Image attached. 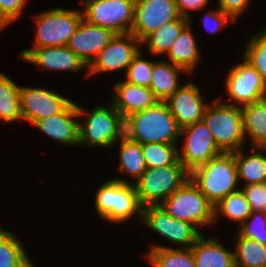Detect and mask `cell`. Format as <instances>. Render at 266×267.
<instances>
[{"label": "cell", "mask_w": 266, "mask_h": 267, "mask_svg": "<svg viewBox=\"0 0 266 267\" xmlns=\"http://www.w3.org/2000/svg\"><path fill=\"white\" fill-rule=\"evenodd\" d=\"M74 117H79L77 104L71 102L62 112L39 119L33 125L62 144L78 146L79 122Z\"/></svg>", "instance_id": "d6986e66"}, {"label": "cell", "mask_w": 266, "mask_h": 267, "mask_svg": "<svg viewBox=\"0 0 266 267\" xmlns=\"http://www.w3.org/2000/svg\"><path fill=\"white\" fill-rule=\"evenodd\" d=\"M165 102L181 129L202 121L207 107V104L203 103L198 87L192 82L181 86Z\"/></svg>", "instance_id": "e0dca14e"}, {"label": "cell", "mask_w": 266, "mask_h": 267, "mask_svg": "<svg viewBox=\"0 0 266 267\" xmlns=\"http://www.w3.org/2000/svg\"><path fill=\"white\" fill-rule=\"evenodd\" d=\"M26 0H0V19L8 26L22 14Z\"/></svg>", "instance_id": "74e56055"}, {"label": "cell", "mask_w": 266, "mask_h": 267, "mask_svg": "<svg viewBox=\"0 0 266 267\" xmlns=\"http://www.w3.org/2000/svg\"><path fill=\"white\" fill-rule=\"evenodd\" d=\"M141 149L147 168L164 167L179 160L176 144L144 143Z\"/></svg>", "instance_id": "d6a6232c"}, {"label": "cell", "mask_w": 266, "mask_h": 267, "mask_svg": "<svg viewBox=\"0 0 266 267\" xmlns=\"http://www.w3.org/2000/svg\"><path fill=\"white\" fill-rule=\"evenodd\" d=\"M189 178L190 172L179 160L164 167L147 168L134 184L141 206L162 204Z\"/></svg>", "instance_id": "8992f818"}, {"label": "cell", "mask_w": 266, "mask_h": 267, "mask_svg": "<svg viewBox=\"0 0 266 267\" xmlns=\"http://www.w3.org/2000/svg\"><path fill=\"white\" fill-rule=\"evenodd\" d=\"M225 87L228 96L238 103L239 107L266 97V83L260 74L245 60L241 64H236L230 70Z\"/></svg>", "instance_id": "5bb4252c"}, {"label": "cell", "mask_w": 266, "mask_h": 267, "mask_svg": "<svg viewBox=\"0 0 266 267\" xmlns=\"http://www.w3.org/2000/svg\"><path fill=\"white\" fill-rule=\"evenodd\" d=\"M190 22L189 19L180 16L147 35L141 43H148V49L153 55L168 53L174 41L178 38L182 29Z\"/></svg>", "instance_id": "d4e9b609"}, {"label": "cell", "mask_w": 266, "mask_h": 267, "mask_svg": "<svg viewBox=\"0 0 266 267\" xmlns=\"http://www.w3.org/2000/svg\"><path fill=\"white\" fill-rule=\"evenodd\" d=\"M26 267H36L32 262H30Z\"/></svg>", "instance_id": "ee69618b"}, {"label": "cell", "mask_w": 266, "mask_h": 267, "mask_svg": "<svg viewBox=\"0 0 266 267\" xmlns=\"http://www.w3.org/2000/svg\"><path fill=\"white\" fill-rule=\"evenodd\" d=\"M190 179L196 184L208 201L216 206L230 193L238 191V173L234 152H222L190 172Z\"/></svg>", "instance_id": "7a4b0ae2"}, {"label": "cell", "mask_w": 266, "mask_h": 267, "mask_svg": "<svg viewBox=\"0 0 266 267\" xmlns=\"http://www.w3.org/2000/svg\"><path fill=\"white\" fill-rule=\"evenodd\" d=\"M179 71L186 72L181 67L164 60L153 63L149 88L157 101H167L181 87L178 82Z\"/></svg>", "instance_id": "7402d4cb"}, {"label": "cell", "mask_w": 266, "mask_h": 267, "mask_svg": "<svg viewBox=\"0 0 266 267\" xmlns=\"http://www.w3.org/2000/svg\"><path fill=\"white\" fill-rule=\"evenodd\" d=\"M209 0H175L180 16L190 20L189 10H198L208 4Z\"/></svg>", "instance_id": "60d3db41"}, {"label": "cell", "mask_w": 266, "mask_h": 267, "mask_svg": "<svg viewBox=\"0 0 266 267\" xmlns=\"http://www.w3.org/2000/svg\"><path fill=\"white\" fill-rule=\"evenodd\" d=\"M244 60L249 63L266 83V30L254 36L246 45Z\"/></svg>", "instance_id": "836d02e7"}, {"label": "cell", "mask_w": 266, "mask_h": 267, "mask_svg": "<svg viewBox=\"0 0 266 267\" xmlns=\"http://www.w3.org/2000/svg\"><path fill=\"white\" fill-rule=\"evenodd\" d=\"M141 53L139 51L129 64L126 69V80L124 81L149 88L154 62L141 58Z\"/></svg>", "instance_id": "e575fe53"}, {"label": "cell", "mask_w": 266, "mask_h": 267, "mask_svg": "<svg viewBox=\"0 0 266 267\" xmlns=\"http://www.w3.org/2000/svg\"><path fill=\"white\" fill-rule=\"evenodd\" d=\"M141 43L132 33L115 34L86 68V76L95 73L127 69L134 56L140 51Z\"/></svg>", "instance_id": "4fadbf2b"}, {"label": "cell", "mask_w": 266, "mask_h": 267, "mask_svg": "<svg viewBox=\"0 0 266 267\" xmlns=\"http://www.w3.org/2000/svg\"><path fill=\"white\" fill-rule=\"evenodd\" d=\"M237 234V245L234 252L235 267L266 266V245L243 237L239 232Z\"/></svg>", "instance_id": "f546056e"}, {"label": "cell", "mask_w": 266, "mask_h": 267, "mask_svg": "<svg viewBox=\"0 0 266 267\" xmlns=\"http://www.w3.org/2000/svg\"><path fill=\"white\" fill-rule=\"evenodd\" d=\"M202 121L222 152H235L243 148L246 136L242 110L238 105L222 104L216 100L211 106L207 105Z\"/></svg>", "instance_id": "3957f363"}, {"label": "cell", "mask_w": 266, "mask_h": 267, "mask_svg": "<svg viewBox=\"0 0 266 267\" xmlns=\"http://www.w3.org/2000/svg\"><path fill=\"white\" fill-rule=\"evenodd\" d=\"M191 250L196 267H235L234 252L224 248L217 240L201 235Z\"/></svg>", "instance_id": "44dd1931"}, {"label": "cell", "mask_w": 266, "mask_h": 267, "mask_svg": "<svg viewBox=\"0 0 266 267\" xmlns=\"http://www.w3.org/2000/svg\"><path fill=\"white\" fill-rule=\"evenodd\" d=\"M244 193L251 211L266 212V183L244 185Z\"/></svg>", "instance_id": "8d00e7d4"}, {"label": "cell", "mask_w": 266, "mask_h": 267, "mask_svg": "<svg viewBox=\"0 0 266 267\" xmlns=\"http://www.w3.org/2000/svg\"><path fill=\"white\" fill-rule=\"evenodd\" d=\"M100 1H106V0H85L81 2H100Z\"/></svg>", "instance_id": "7bdbcfd3"}, {"label": "cell", "mask_w": 266, "mask_h": 267, "mask_svg": "<svg viewBox=\"0 0 266 267\" xmlns=\"http://www.w3.org/2000/svg\"><path fill=\"white\" fill-rule=\"evenodd\" d=\"M179 17L175 0H135L130 33L141 42L151 32Z\"/></svg>", "instance_id": "8fae6325"}, {"label": "cell", "mask_w": 266, "mask_h": 267, "mask_svg": "<svg viewBox=\"0 0 266 267\" xmlns=\"http://www.w3.org/2000/svg\"><path fill=\"white\" fill-rule=\"evenodd\" d=\"M180 131L166 102L157 101L152 107L124 119V135L140 144H175Z\"/></svg>", "instance_id": "6da1fadb"}, {"label": "cell", "mask_w": 266, "mask_h": 267, "mask_svg": "<svg viewBox=\"0 0 266 267\" xmlns=\"http://www.w3.org/2000/svg\"><path fill=\"white\" fill-rule=\"evenodd\" d=\"M77 110L78 116H87L86 124L79 123L78 145L108 148L124 135V117L112 103L109 107H95L90 113L79 105Z\"/></svg>", "instance_id": "5b68a950"}, {"label": "cell", "mask_w": 266, "mask_h": 267, "mask_svg": "<svg viewBox=\"0 0 266 267\" xmlns=\"http://www.w3.org/2000/svg\"><path fill=\"white\" fill-rule=\"evenodd\" d=\"M19 57L37 66L54 71H78L88 67L85 62L67 46H48L25 49L21 51Z\"/></svg>", "instance_id": "ac0fdd59"}, {"label": "cell", "mask_w": 266, "mask_h": 267, "mask_svg": "<svg viewBox=\"0 0 266 267\" xmlns=\"http://www.w3.org/2000/svg\"><path fill=\"white\" fill-rule=\"evenodd\" d=\"M217 9L218 10H216V11L210 10V12L205 15L206 18L203 21L204 26L211 33H216L219 29L226 26V24L228 23V20L235 22V20L228 13H225L224 11L220 10L219 8H217ZM212 21H213L214 26H211L212 27L211 28L210 22H212ZM211 25H212V23H211Z\"/></svg>", "instance_id": "f35d334b"}, {"label": "cell", "mask_w": 266, "mask_h": 267, "mask_svg": "<svg viewBox=\"0 0 266 267\" xmlns=\"http://www.w3.org/2000/svg\"><path fill=\"white\" fill-rule=\"evenodd\" d=\"M244 134L254 148H266V97L241 107Z\"/></svg>", "instance_id": "cb8c5ba5"}, {"label": "cell", "mask_w": 266, "mask_h": 267, "mask_svg": "<svg viewBox=\"0 0 266 267\" xmlns=\"http://www.w3.org/2000/svg\"><path fill=\"white\" fill-rule=\"evenodd\" d=\"M234 152L238 179L246 181L245 185L266 183V156L261 154L266 148H258V152L244 156L242 151Z\"/></svg>", "instance_id": "484cf974"}, {"label": "cell", "mask_w": 266, "mask_h": 267, "mask_svg": "<svg viewBox=\"0 0 266 267\" xmlns=\"http://www.w3.org/2000/svg\"><path fill=\"white\" fill-rule=\"evenodd\" d=\"M82 19L83 13L63 8L38 14L34 47L67 46Z\"/></svg>", "instance_id": "ba28073f"}, {"label": "cell", "mask_w": 266, "mask_h": 267, "mask_svg": "<svg viewBox=\"0 0 266 267\" xmlns=\"http://www.w3.org/2000/svg\"><path fill=\"white\" fill-rule=\"evenodd\" d=\"M85 4L83 19L88 23L112 30L115 34L130 33L135 0L81 2Z\"/></svg>", "instance_id": "9c48e42d"}, {"label": "cell", "mask_w": 266, "mask_h": 267, "mask_svg": "<svg viewBox=\"0 0 266 267\" xmlns=\"http://www.w3.org/2000/svg\"><path fill=\"white\" fill-rule=\"evenodd\" d=\"M250 219V222L248 221ZM239 233L266 245V212L253 211L247 220L239 226Z\"/></svg>", "instance_id": "d590c367"}, {"label": "cell", "mask_w": 266, "mask_h": 267, "mask_svg": "<svg viewBox=\"0 0 266 267\" xmlns=\"http://www.w3.org/2000/svg\"><path fill=\"white\" fill-rule=\"evenodd\" d=\"M112 104L124 119L136 112L152 107L156 102L150 88L121 81L114 86Z\"/></svg>", "instance_id": "ffe728a7"}, {"label": "cell", "mask_w": 266, "mask_h": 267, "mask_svg": "<svg viewBox=\"0 0 266 267\" xmlns=\"http://www.w3.org/2000/svg\"><path fill=\"white\" fill-rule=\"evenodd\" d=\"M7 26L1 19H0V30Z\"/></svg>", "instance_id": "b9f144b4"}, {"label": "cell", "mask_w": 266, "mask_h": 267, "mask_svg": "<svg viewBox=\"0 0 266 267\" xmlns=\"http://www.w3.org/2000/svg\"><path fill=\"white\" fill-rule=\"evenodd\" d=\"M15 236L0 230V267H26L31 262Z\"/></svg>", "instance_id": "4dcf8cb0"}, {"label": "cell", "mask_w": 266, "mask_h": 267, "mask_svg": "<svg viewBox=\"0 0 266 267\" xmlns=\"http://www.w3.org/2000/svg\"><path fill=\"white\" fill-rule=\"evenodd\" d=\"M147 255L153 267H196L191 248L153 245Z\"/></svg>", "instance_id": "4316f807"}, {"label": "cell", "mask_w": 266, "mask_h": 267, "mask_svg": "<svg viewBox=\"0 0 266 267\" xmlns=\"http://www.w3.org/2000/svg\"><path fill=\"white\" fill-rule=\"evenodd\" d=\"M190 24L191 22L182 29L167 53L172 64L181 67L189 74L197 66L200 58L198 45L191 32Z\"/></svg>", "instance_id": "603a6c76"}, {"label": "cell", "mask_w": 266, "mask_h": 267, "mask_svg": "<svg viewBox=\"0 0 266 267\" xmlns=\"http://www.w3.org/2000/svg\"><path fill=\"white\" fill-rule=\"evenodd\" d=\"M147 227L182 248H191L202 235L191 223L170 216L160 205L142 207L141 219Z\"/></svg>", "instance_id": "30bf717a"}, {"label": "cell", "mask_w": 266, "mask_h": 267, "mask_svg": "<svg viewBox=\"0 0 266 267\" xmlns=\"http://www.w3.org/2000/svg\"><path fill=\"white\" fill-rule=\"evenodd\" d=\"M180 135H185V144L179 161L189 172L222 153L203 121L182 128Z\"/></svg>", "instance_id": "7c38bea8"}, {"label": "cell", "mask_w": 266, "mask_h": 267, "mask_svg": "<svg viewBox=\"0 0 266 267\" xmlns=\"http://www.w3.org/2000/svg\"><path fill=\"white\" fill-rule=\"evenodd\" d=\"M22 120L31 124L62 112L72 101L42 88L19 87Z\"/></svg>", "instance_id": "9a60e30c"}, {"label": "cell", "mask_w": 266, "mask_h": 267, "mask_svg": "<svg viewBox=\"0 0 266 267\" xmlns=\"http://www.w3.org/2000/svg\"><path fill=\"white\" fill-rule=\"evenodd\" d=\"M219 213L233 221L239 222L241 226L250 216L252 211L244 193L241 190H238L230 193L214 206V220L219 216Z\"/></svg>", "instance_id": "1f68e13d"}, {"label": "cell", "mask_w": 266, "mask_h": 267, "mask_svg": "<svg viewBox=\"0 0 266 267\" xmlns=\"http://www.w3.org/2000/svg\"><path fill=\"white\" fill-rule=\"evenodd\" d=\"M160 206L173 218L191 223L196 227L215 222L214 206L190 178Z\"/></svg>", "instance_id": "52a82bcc"}, {"label": "cell", "mask_w": 266, "mask_h": 267, "mask_svg": "<svg viewBox=\"0 0 266 267\" xmlns=\"http://www.w3.org/2000/svg\"><path fill=\"white\" fill-rule=\"evenodd\" d=\"M95 209L100 217L113 223H122L134 214L141 218L142 206L135 185L123 179H111L97 190Z\"/></svg>", "instance_id": "277c9868"}, {"label": "cell", "mask_w": 266, "mask_h": 267, "mask_svg": "<svg viewBox=\"0 0 266 267\" xmlns=\"http://www.w3.org/2000/svg\"><path fill=\"white\" fill-rule=\"evenodd\" d=\"M118 141L120 143V166L118 170L127 172L137 182L147 169L141 144L129 139L126 135H123Z\"/></svg>", "instance_id": "83f0119b"}, {"label": "cell", "mask_w": 266, "mask_h": 267, "mask_svg": "<svg viewBox=\"0 0 266 267\" xmlns=\"http://www.w3.org/2000/svg\"><path fill=\"white\" fill-rule=\"evenodd\" d=\"M251 0H218L219 9L236 20L246 10Z\"/></svg>", "instance_id": "ab89813d"}, {"label": "cell", "mask_w": 266, "mask_h": 267, "mask_svg": "<svg viewBox=\"0 0 266 267\" xmlns=\"http://www.w3.org/2000/svg\"><path fill=\"white\" fill-rule=\"evenodd\" d=\"M115 33L82 19L67 47L88 66L97 54L109 44Z\"/></svg>", "instance_id": "2e32d148"}, {"label": "cell", "mask_w": 266, "mask_h": 267, "mask_svg": "<svg viewBox=\"0 0 266 267\" xmlns=\"http://www.w3.org/2000/svg\"><path fill=\"white\" fill-rule=\"evenodd\" d=\"M19 87L4 73H0V119L5 123L22 119Z\"/></svg>", "instance_id": "f1b7e54d"}]
</instances>
